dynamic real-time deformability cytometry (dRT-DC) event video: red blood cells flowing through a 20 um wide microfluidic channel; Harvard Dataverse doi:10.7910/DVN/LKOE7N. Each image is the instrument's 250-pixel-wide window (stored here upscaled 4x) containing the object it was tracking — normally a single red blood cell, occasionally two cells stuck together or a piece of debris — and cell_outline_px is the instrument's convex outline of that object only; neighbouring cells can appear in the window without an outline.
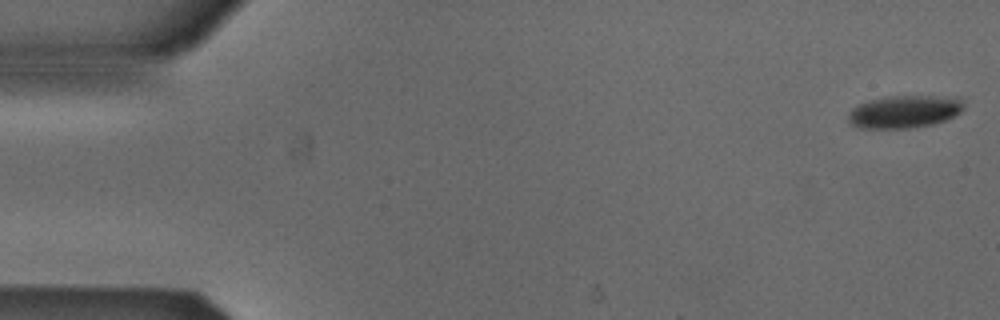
{"species": "Egyptian fruit bat (a non-hibernating species)", "species_latin": "Rousettus aegyptiacus", "temperature_condition": "cold", "stored_images_in_passage": 53, "camera_frame_rate_fps": 3000, "um_per_image_px": 0.085, "animal": {"sex": "male"}, "frame": {"image": 1, "passage_image": 1, "time_ms": 0.0, "image_size_px": [1000, 320], "cell_outline_px": [[964, 108], [960, 112], [944, 120], [932, 124], [908, 128], [860, 128], [852, 124], [848, 120], [848, 112], [852, 108], [868, 100], [884, 96], [956, 96], [964, 104]], "centroid_in_image_um": [76.85, 9.47], "position_along_channel_um": 8.1, "area_um2": 21.96}}
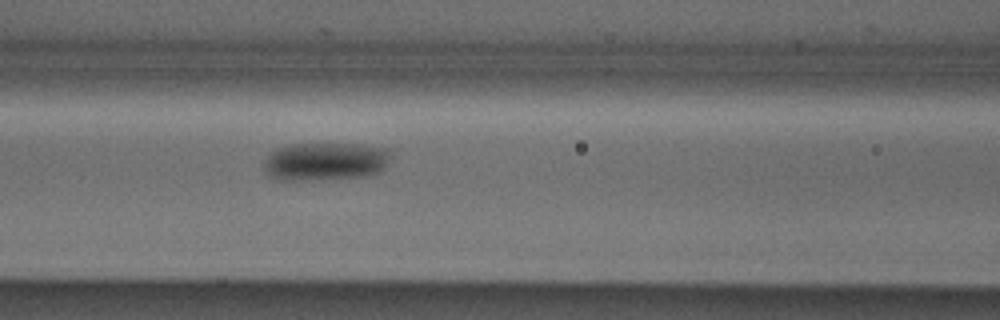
{"frame": {"image": 2, "passage_image": 22, "time_ms": 7.0, "image_size_px": [1000, 320], "cell_outline_px": [[388, 156], [380, 172], [360, 176], [308, 180], [276, 180], [268, 176], [264, 172], [264, 164], [268, 156], [276, 148], [292, 144], [360, 144], [388, 148]], "centroid_in_image_um": [27.57, 13.72], "position_along_channel_um": 139.0, "area_um2": 27.86}}
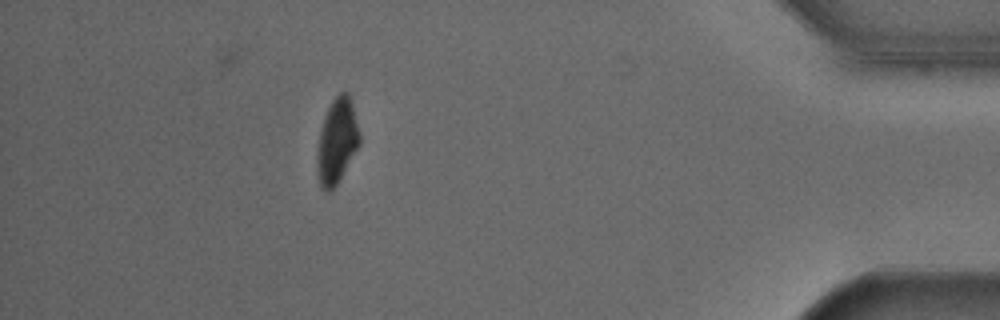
{"frame": {"image": 3, "passage_image": 47, "time_ms": 15.333, "image_size_px": [1000, 320], "cell_outline_px": [[360, 144], [336, 184], [328, 192], [320, 184], [316, 168], [316, 156], [320, 132], [324, 116], [332, 100], [340, 92], [348, 92], [352, 100], [360, 136]], "centroid_in_image_um": [28.64, 11.95], "position_along_channel_um": 406.6, "area_um2": 20.81}, "authors_computed_cell_mechanics": {"area_um2": 23.6402, "velocity_mm_per_s": 3.8618, "shape_relaxation_time_tau1_ms": 2.4672, "shape_relaxation_time_tau2_ms": null, "deformation_change_tau1": 0.0836, "deformation_change_tau2": null}}